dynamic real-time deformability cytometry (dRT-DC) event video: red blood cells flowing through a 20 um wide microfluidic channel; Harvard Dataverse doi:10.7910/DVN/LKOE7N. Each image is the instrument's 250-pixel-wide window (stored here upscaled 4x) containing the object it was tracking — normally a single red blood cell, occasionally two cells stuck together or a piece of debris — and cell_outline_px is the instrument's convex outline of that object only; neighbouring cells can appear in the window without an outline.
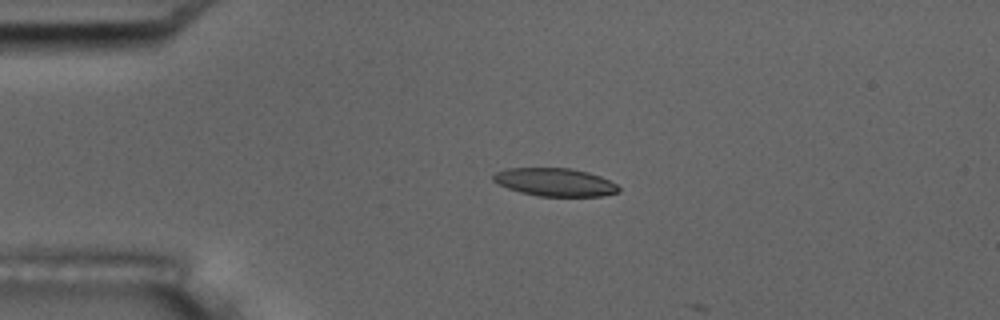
{"species": "common noctule bat (a hibernating species)", "species_latin": "Nyctalus noctula", "temperature_condition": "room temperature", "stored_images_in_passage": 14, "camera_frame_rate_fps": 3000, "um_per_image_px": 0.085, "animal": {"sex": "male", "body_mass_g": 17.5, "forearm_length_mm": 52.3}, "frame": {"image": 1, "passage_image": 13, "time_ms": 4.0, "image_size_px": [1000, 320], "cell_outline_px": [[620, 192], [600, 196], [540, 196], [520, 192], [508, 188], [492, 180], [492, 176], [496, 172], [504, 168], [572, 168], [588, 172], [600, 176], [616, 184], [620, 188]], "centroid_in_image_um": [47.17, 15.48], "position_along_channel_um": 37.8, "area_um2": 20.46}}